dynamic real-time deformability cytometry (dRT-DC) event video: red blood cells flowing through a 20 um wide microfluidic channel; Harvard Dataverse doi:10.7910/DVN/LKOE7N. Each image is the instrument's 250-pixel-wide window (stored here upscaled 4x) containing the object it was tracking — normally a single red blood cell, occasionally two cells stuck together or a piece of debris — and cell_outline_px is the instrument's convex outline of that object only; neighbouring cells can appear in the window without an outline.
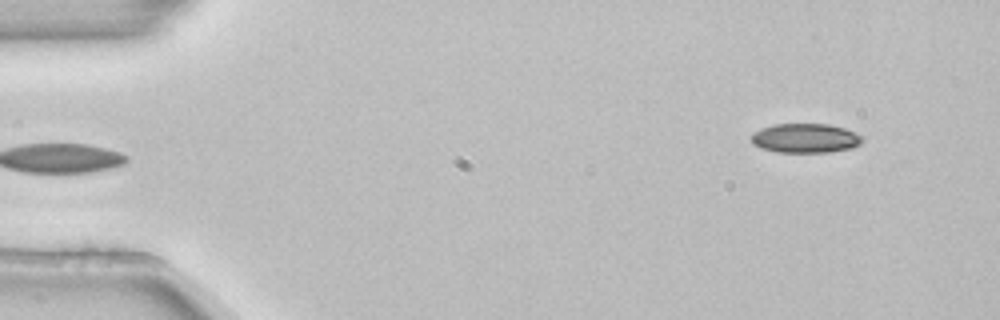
{"species": "common noctule bat (a hibernating species)", "species_latin": "Nyctalus noctula", "temperature_condition": "room temperature", "stored_images_in_passage": 4, "segment_of_instrument_passage": [2, 2], "camera_frame_rate_fps": 3000, "um_per_image_px": 0.085, "animal": {"sex": "female", "body_mass_g": 22.7, "forearm_length_mm": 54.2}, "frame": {"image": 1, "passage_image": 4, "time_ms": 1.0, "image_size_px": [1000, 320], "cell_outline_px": [[864, 140], [860, 144], [852, 148], [828, 152], [776, 152], [760, 148], [752, 144], [752, 132], [760, 128], [772, 124], [828, 124], [844, 128], [864, 136]], "centroid_in_image_um": [68.44, 11.74], "position_along_channel_um": 16.6, "area_um2": 19.19}}